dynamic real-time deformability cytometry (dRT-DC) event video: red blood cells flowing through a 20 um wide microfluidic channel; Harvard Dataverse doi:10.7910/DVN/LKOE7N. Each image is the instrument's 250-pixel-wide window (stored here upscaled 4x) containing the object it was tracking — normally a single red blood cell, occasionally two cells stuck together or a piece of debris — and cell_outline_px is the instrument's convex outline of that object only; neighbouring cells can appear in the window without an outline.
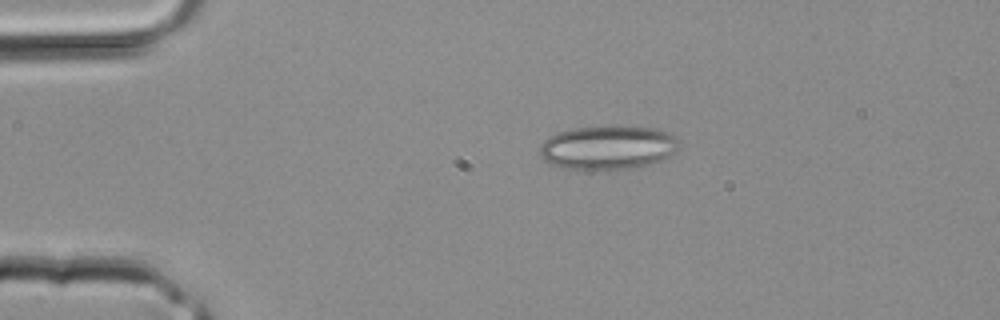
{"species": "common noctule bat (a hibernating species)", "species_latin": "Nyctalus noctula", "temperature_condition": "room temperature", "stored_images_in_passage": 2, "camera_frame_rate_fps": 3000, "um_per_image_px": 0.085, "animal": {"sex": "male", "body_mass_g": 20.4}, "frame": {"image": 1, "passage_image": 1, "time_ms": 0.0, "image_size_px": [1000, 320], "cell_outline_px": [[676, 152], [668, 156], [644, 164], [628, 168], [604, 172], [592, 172], [560, 168], [544, 160], [540, 156], [540, 144], [548, 136], [556, 132], [572, 128], [656, 128], [668, 132], [676, 140]], "centroid_in_image_um": [51.53, 12.6], "position_along_channel_um": 33.5, "area_um2": 35.37}}